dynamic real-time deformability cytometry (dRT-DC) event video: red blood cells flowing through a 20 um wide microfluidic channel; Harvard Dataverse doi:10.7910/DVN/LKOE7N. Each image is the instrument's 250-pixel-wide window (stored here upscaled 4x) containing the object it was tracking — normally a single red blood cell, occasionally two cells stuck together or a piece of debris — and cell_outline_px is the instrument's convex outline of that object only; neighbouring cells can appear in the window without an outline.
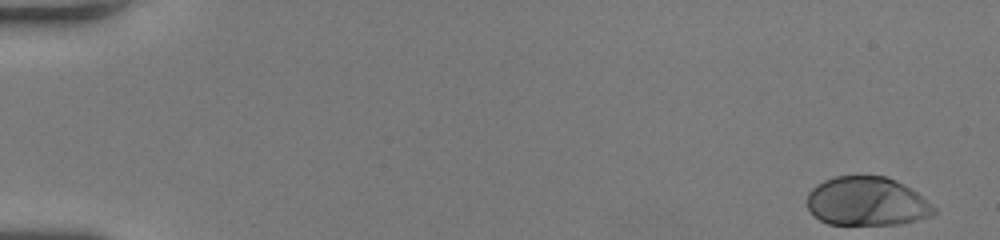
{"species": "human", "species_latin": "Homo sapiens", "temperature_condition": "room temperature", "stored_images_in_passage": 13, "camera_frame_rate_fps": 3000, "um_per_image_px": 0.085, "donor": {"sex": "female"}, "frame": {"image": 1, "passage_image": 1, "time_ms": 0.0, "image_size_px": [1000, 240], "cell_outline_px": [[936, 212], [932, 216], [900, 224], [828, 224], [820, 220], [808, 208], [808, 192], [816, 184], [832, 176], [888, 176], [904, 184], [916, 192], [936, 208]], "centroid_in_image_um": [73.68, 17.11], "position_along_channel_um": 11.3, "area_um2": 36.07}}